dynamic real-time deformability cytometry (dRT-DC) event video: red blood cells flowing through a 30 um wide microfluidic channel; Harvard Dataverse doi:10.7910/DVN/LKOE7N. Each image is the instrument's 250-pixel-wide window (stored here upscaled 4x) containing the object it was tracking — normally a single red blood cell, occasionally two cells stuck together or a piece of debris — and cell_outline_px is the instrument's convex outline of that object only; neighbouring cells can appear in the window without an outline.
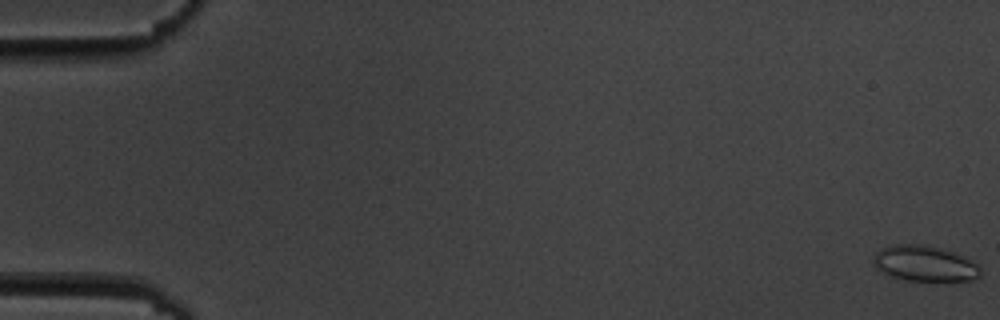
{"species": "common noctule bat (a hibernating species)", "species_latin": "Nyctalus noctula", "temperature_condition": "cold", "stored_images_in_passage": 5, "camera_frame_rate_fps": 3000, "um_per_image_px": 0.085, "animal": {"sex": "male", "body_mass_g": 19.5, "forearm_length_mm": 54.6}, "frame": {"image": 1, "passage_image": 1, "time_ms": 0.0, "image_size_px": [1000, 320], "cell_outline_px": [[980, 276], [972, 280], [908, 280], [892, 276], [880, 272], [872, 264], [872, 256], [880, 248], [892, 244], [924, 244], [940, 248], [952, 252], [980, 264]], "centroid_in_image_um": [78.54, 22.38], "position_along_channel_um": 6.5, "area_um2": 22.31}}
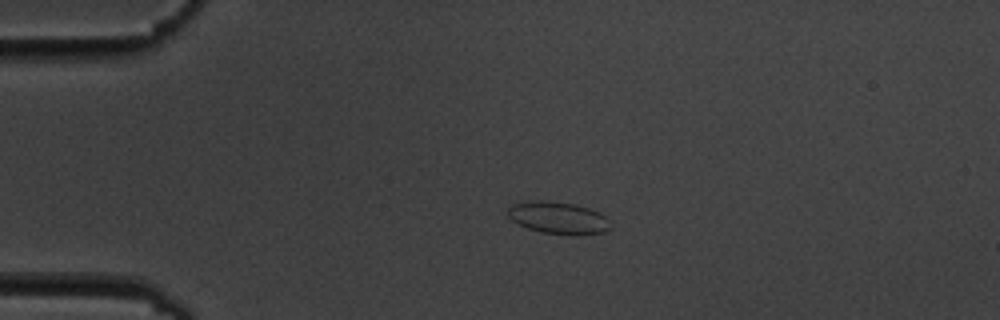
{"frame": {"image": 2, "passage_image": 4, "time_ms": 4.333, "image_size_px": [1000, 320], "cell_outline_px": [[612, 228], [604, 232], [580, 236], [568, 236], [540, 232], [528, 228], [512, 220], [508, 216], [508, 208], [512, 204], [528, 200], [548, 200], [576, 204], [600, 212], [612, 224]], "centroid_in_image_um": [47.48, 18.53], "position_along_channel_um": 37.5, "area_um2": 19.77}}